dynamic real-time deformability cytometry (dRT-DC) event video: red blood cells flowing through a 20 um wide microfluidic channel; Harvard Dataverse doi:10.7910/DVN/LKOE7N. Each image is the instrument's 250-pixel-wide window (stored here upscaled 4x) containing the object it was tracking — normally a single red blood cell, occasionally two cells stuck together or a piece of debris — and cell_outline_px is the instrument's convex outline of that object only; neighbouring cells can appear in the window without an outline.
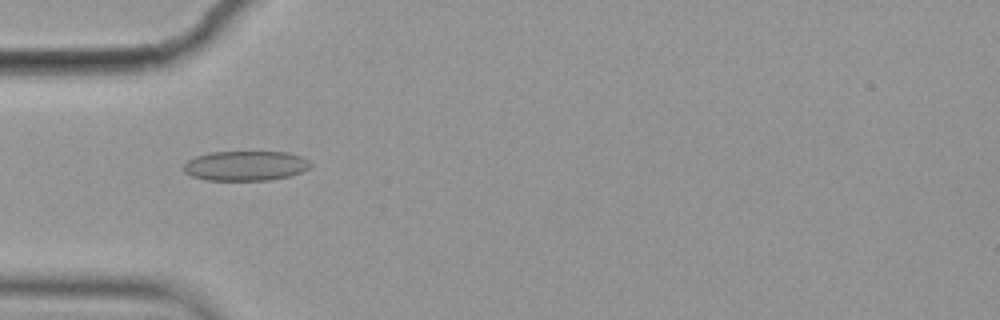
{"species": "common noctule bat (a hibernating species)", "species_latin": "Nyctalus noctula", "temperature_condition": "cold", "stored_images_in_passage": 56, "camera_frame_rate_fps": 3000, "um_per_image_px": 0.085, "animal": {"sex": "female", "body_mass_g": 19.9}, "frame": {"image": 1, "passage_image": 17, "time_ms": 5.333, "image_size_px": [1000, 320], "cell_outline_px": [[312, 164], [308, 168], [300, 172], [288, 176], [268, 180], [204, 180], [192, 176], [184, 172], [184, 164], [188, 160], [196, 156], [212, 152], [288, 152], [300, 156], [308, 160]], "centroid_in_image_um": [20.85, 14.09], "position_along_channel_um": 64.1, "area_um2": 21.91}}
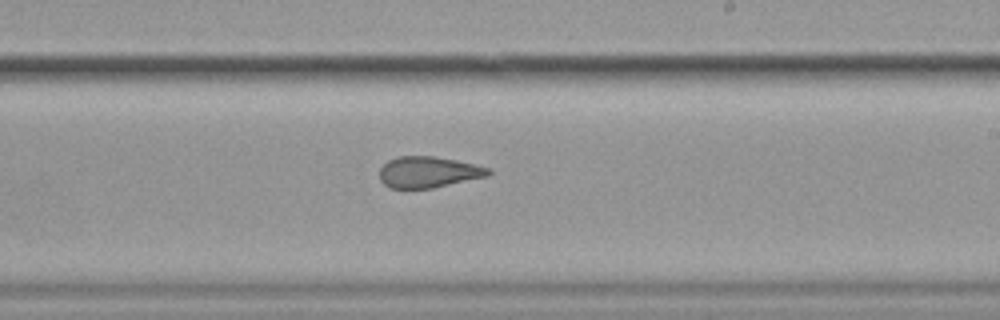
{"frame": {"image": 2, "passage_image": 33, "time_ms": 10.667, "image_size_px": [1000, 320], "cell_outline_px": [[492, 172], [488, 176], [432, 188], [388, 188], [380, 180], [380, 168], [388, 160], [400, 156], [436, 156], [476, 164], [492, 168]], "centroid_in_image_um": [36.44, 14.62], "position_along_channel_um": 252.6, "area_um2": 19.88}}
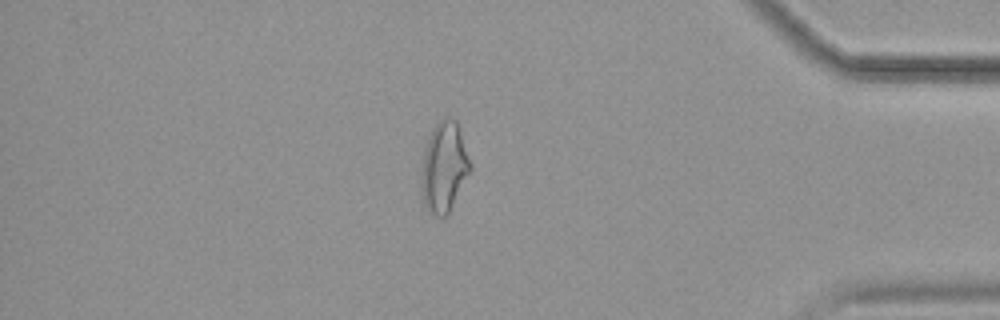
{"frame": {"image": 3, "passage_image": 48, "time_ms": 15.667, "image_size_px": [1000, 320], "cell_outline_px": [[472, 168], [448, 212], [444, 216], [436, 216], [428, 212], [424, 204], [420, 188], [420, 176], [424, 152], [428, 136], [432, 128], [440, 120], [448, 116], [456, 120], [460, 128], [472, 164]], "centroid_in_image_um": [37.73, 14.17], "position_along_channel_um": 397.5, "area_um2": 25.89}, "authors_computed_cell_mechanics": {"area_um2": 22.253, "velocity_mm_per_s": 3.5525, "shape_relaxation_time_tau1_ms": null, "shape_relaxation_time_tau2_ms": 2.1357, "deformation_change_tau1": null, "deformation_change_tau2": 0.0831}}